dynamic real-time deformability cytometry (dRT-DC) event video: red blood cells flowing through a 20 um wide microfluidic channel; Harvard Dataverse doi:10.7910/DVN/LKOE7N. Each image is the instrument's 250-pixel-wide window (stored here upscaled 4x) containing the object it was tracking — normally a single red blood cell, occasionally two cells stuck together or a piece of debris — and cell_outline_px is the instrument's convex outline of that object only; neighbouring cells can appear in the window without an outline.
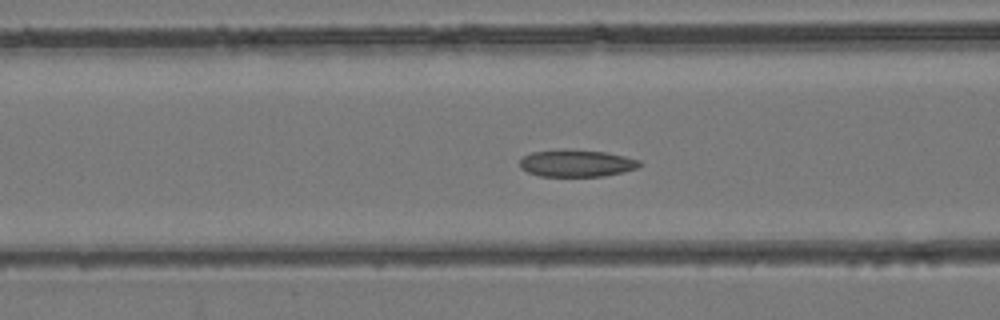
{"species": "common noctule bat (a hibernating species)", "species_latin": "Nyctalus noctula", "temperature_condition": "room temperature", "stored_images_in_passage": 44, "camera_frame_rate_fps": 3000, "um_per_image_px": 0.085, "animal": {"sex": "female", "body_mass_g": 24.6, "forearm_length_mm": 56.2}, "frame": {"image": 1, "passage_image": 18, "time_ms": 5.667, "image_size_px": [1000, 320], "cell_outline_px": [[644, 164], [636, 168], [604, 176], [540, 176], [528, 172], [520, 168], [520, 160], [524, 156], [532, 152], [604, 152], [624, 156], [640, 160]], "centroid_in_image_um": [49.04, 13.92], "position_along_channel_um": 117.6, "area_um2": 17.92}}
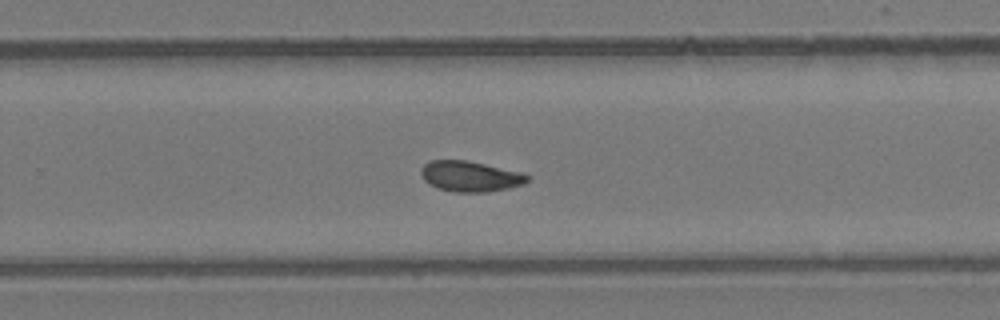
{"frame": {"image": 2, "passage_image": 29, "time_ms": 9.333, "image_size_px": [1000, 320], "cell_outline_px": [[528, 180], [524, 184], [508, 188], [484, 192], [452, 192], [436, 188], [428, 184], [424, 180], [420, 172], [420, 168], [428, 160], [468, 160], [520, 172], [528, 176]], "centroid_in_image_um": [39.9, 14.98], "position_along_channel_um": 289.9, "area_um2": 19.02}}
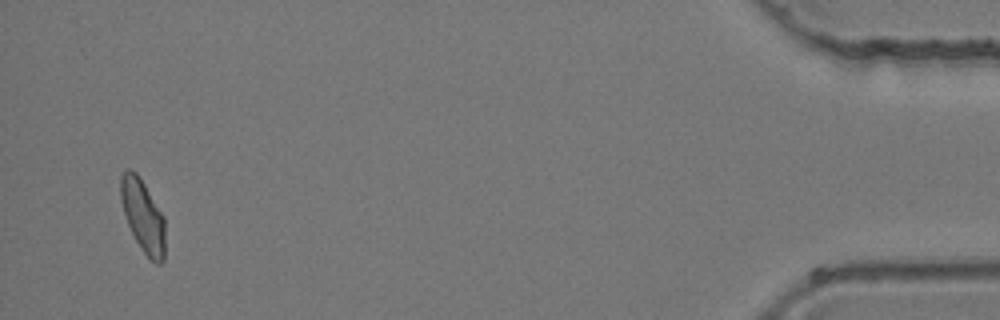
{"frame": {"image": 3, "passage_image": 43, "time_ms": 14.0, "image_size_px": [1000, 320], "cell_outline_px": [[164, 260], [160, 264], [156, 264], [144, 252], [136, 240], [128, 224], [120, 200], [120, 176], [128, 168], [132, 168], [136, 172], [144, 184], [164, 216]], "centroid_in_image_um": [12.14, 18.32], "position_along_channel_um": 423.1, "area_um2": 18.55}}